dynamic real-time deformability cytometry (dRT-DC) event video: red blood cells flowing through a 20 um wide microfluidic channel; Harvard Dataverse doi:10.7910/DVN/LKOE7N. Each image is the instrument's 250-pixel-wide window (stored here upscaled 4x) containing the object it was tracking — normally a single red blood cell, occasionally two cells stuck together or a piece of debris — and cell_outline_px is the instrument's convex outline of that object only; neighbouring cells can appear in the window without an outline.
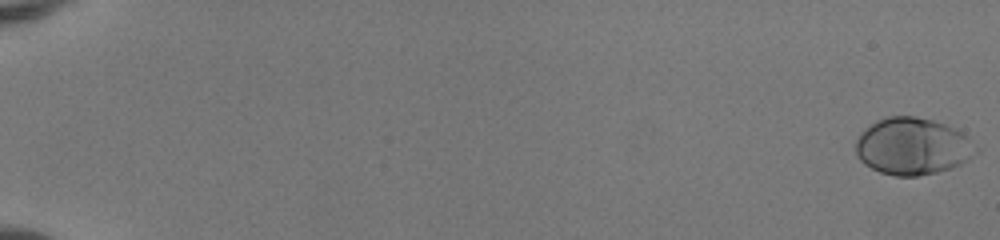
{"species": "human", "species_latin": "Homo sapiens", "temperature_condition": "room temperature", "stored_images_in_passage": 53, "camera_frame_rate_fps": 3000, "um_per_image_px": 0.085, "donor": {"sex": "female"}, "frame": {"image": 1, "passage_image": 1, "time_ms": 0.0, "image_size_px": [1000, 240], "cell_outline_px": [[980, 148], [972, 156], [960, 164], [936, 172], [916, 176], [896, 176], [880, 172], [864, 164], [860, 160], [856, 152], [856, 140], [860, 132], [864, 128], [876, 120], [888, 116], [916, 116], [932, 120], [944, 124], [968, 136]], "centroid_in_image_um": [77.55, 12.42], "position_along_channel_um": 7.5, "area_um2": 39.88}}
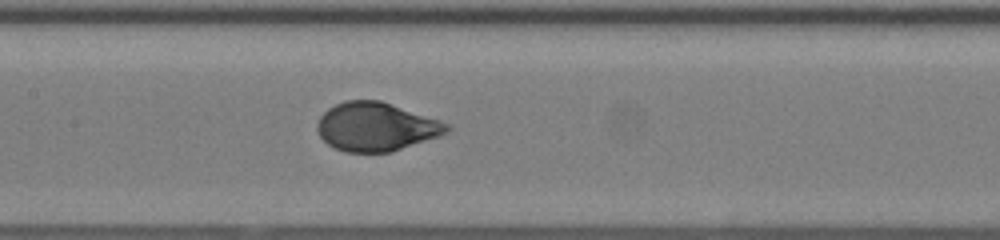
{"frame": {"image": 2, "passage_image": 29, "time_ms": 9.333, "image_size_px": [1000, 240], "cell_outline_px": [[452, 128], [448, 132], [440, 136], [392, 152], [344, 152], [328, 144], [320, 136], [316, 128], [316, 124], [320, 116], [328, 108], [344, 100], [380, 100], [440, 120], [448, 124]], "centroid_in_image_um": [31.97, 10.77], "position_along_channel_um": 175.4, "area_um2": 36.82}}
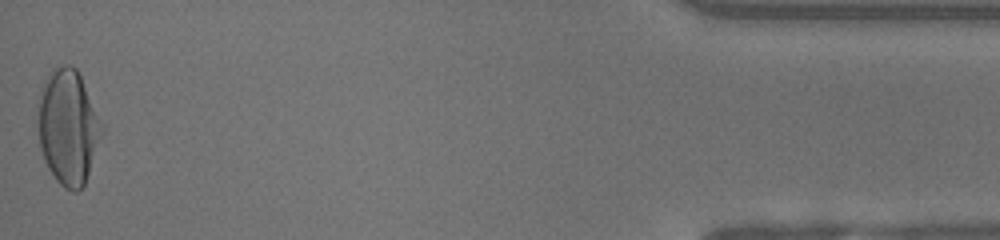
{"frame": {"image": 3, "passage_image": 53, "time_ms": 17.333, "image_size_px": [1000, 240], "cell_outline_px": [[104, 132], [84, 184], [76, 192], [72, 192], [64, 188], [56, 180], [48, 168], [44, 160], [40, 148], [40, 88], [52, 68], [56, 64], [68, 64], [76, 68], [104, 124]], "centroid_in_image_um": [5.82, 10.79], "position_along_channel_um": 429.4, "area_um2": 42.66}, "authors_computed_cell_mechanics": {"area_um2": 37.8012, "velocity_mm_per_s": 4.088, "shape_relaxation_time_tau1_ms": 2.529, "shape_relaxation_time_tau2_ms": null, "deformation_change_tau1": 0.1817, "deformation_change_tau2": null}}